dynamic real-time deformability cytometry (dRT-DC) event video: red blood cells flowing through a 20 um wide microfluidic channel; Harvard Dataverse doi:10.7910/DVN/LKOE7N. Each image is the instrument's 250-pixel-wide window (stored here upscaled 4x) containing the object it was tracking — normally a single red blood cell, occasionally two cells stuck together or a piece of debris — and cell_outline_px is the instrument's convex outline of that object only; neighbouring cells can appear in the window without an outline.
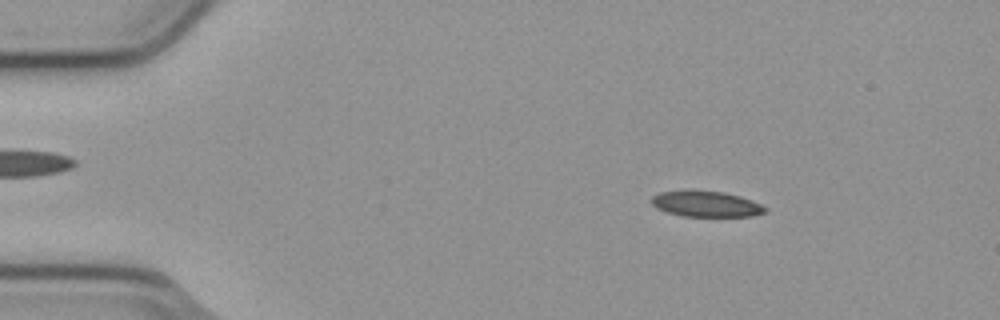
{"species": "common noctule bat (a hibernating species)", "species_latin": "Nyctalus noctula", "temperature_condition": "cold", "stored_images_in_passage": 52, "camera_frame_rate_fps": 3000, "um_per_image_px": 0.085, "animal": {"sex": "male", "body_mass_g": 23.1, "forearm_length_mm": 52.7}, "frame": {"image": 1, "passage_image": 6, "time_ms": 1.667, "image_size_px": [1000, 320], "cell_outline_px": [[768, 212], [752, 216], [680, 216], [656, 208], [652, 204], [652, 196], [660, 192], [688, 188], [692, 188], [724, 192], [740, 196], [752, 200], [768, 208]], "centroid_in_image_um": [60.01, 17.3], "position_along_channel_um": 25.0, "area_um2": 17.63}}
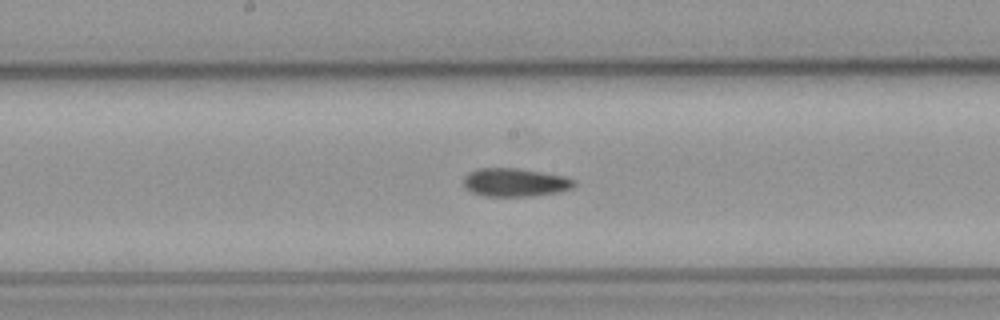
{"frame": {"image": 2, "passage_image": 26, "time_ms": 8.333, "image_size_px": [1000, 320], "cell_outline_px": [[576, 184], [572, 188], [560, 192], [532, 196], [484, 196], [472, 192], [464, 188], [464, 176], [480, 168], [516, 168], [564, 176], [576, 180]], "centroid_in_image_um": [43.8, 15.51], "position_along_channel_um": 204.4, "area_um2": 18.21}}
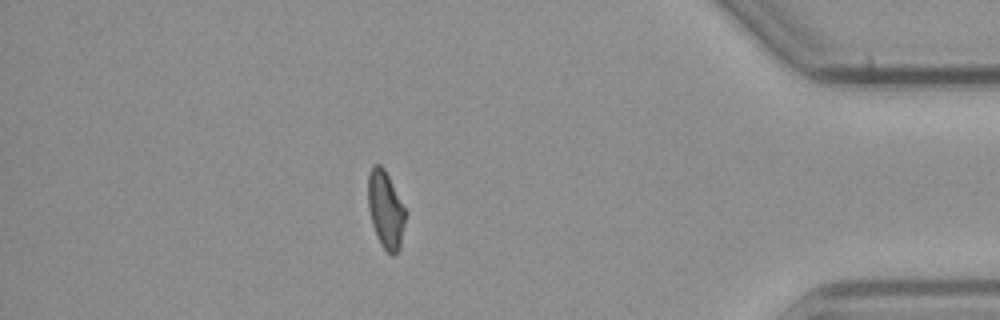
{"frame": {"image": 3, "passage_image": 45, "time_ms": 14.667, "image_size_px": [1000, 320], "cell_outline_px": [[408, 212], [400, 248], [392, 256], [380, 244], [372, 224], [368, 208], [368, 172], [372, 164], [380, 164], [384, 168]], "centroid_in_image_um": [32.8, 17.8], "position_along_channel_um": 402.4, "area_um2": 17.22}, "authors_computed_cell_mechanics": {"area_um2": 17.7735, "velocity_mm_per_s": 3.7903, "shape_relaxation_time_tau1_ms": 10.9124, "shape_relaxation_time_tau2_ms": 3.9302, "deformation_change_tau1": 0.2058, "deformation_change_tau2": 0.1047}}